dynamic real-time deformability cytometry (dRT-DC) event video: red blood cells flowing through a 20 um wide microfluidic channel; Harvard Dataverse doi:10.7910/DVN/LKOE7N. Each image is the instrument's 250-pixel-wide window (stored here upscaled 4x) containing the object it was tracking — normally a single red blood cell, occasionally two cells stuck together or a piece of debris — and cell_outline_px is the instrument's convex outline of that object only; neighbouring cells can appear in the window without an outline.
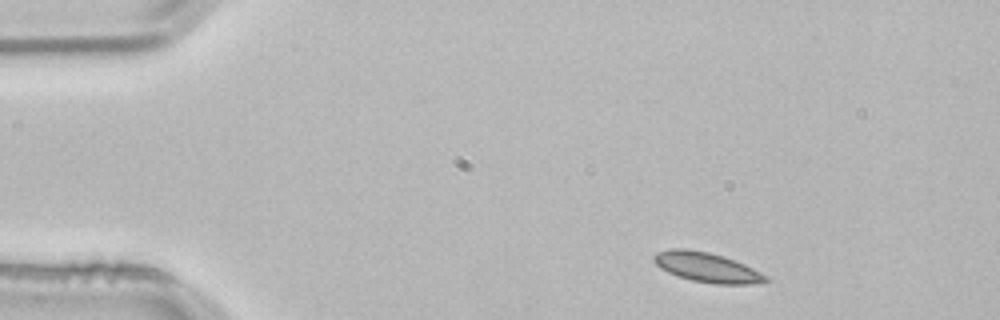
{"species": "common noctule bat (a hibernating species)", "species_latin": "Nyctalus noctula", "temperature_condition": "room temperature", "stored_images_in_passage": 3, "camera_frame_rate_fps": 3000, "um_per_image_px": 0.085, "animal": {"sex": "male", "body_mass_g": 21.5, "forearm_length_mm": 52.0}, "frame": {"image": 1, "passage_image": 1, "time_ms": 0.0, "image_size_px": [1000, 320], "cell_outline_px": [[772, 280], [752, 284], [716, 284], [692, 280], [676, 276], [660, 268], [652, 260], [652, 256], [656, 252], [668, 248], [684, 248], [708, 252], [724, 256], [744, 264], [768, 276]], "centroid_in_image_um": [60.06, 22.71], "position_along_channel_um": 24.9, "area_um2": 19.54}}
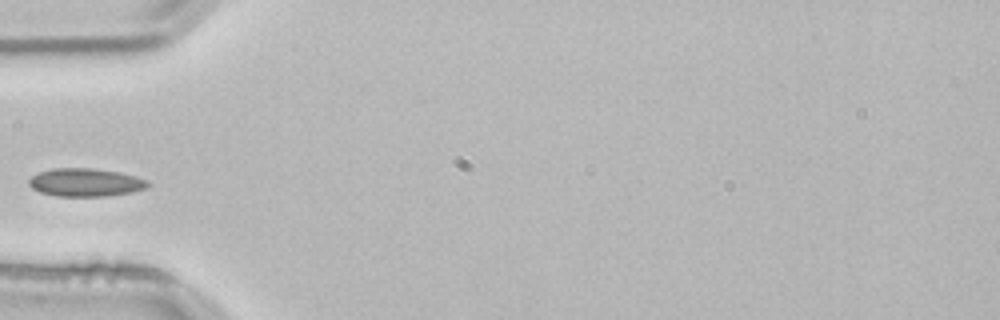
{"frame": {"image": 2, "passage_image": 3, "time_ms": 0.667, "image_size_px": [1000, 320], "cell_outline_px": [[152, 184], [144, 188], [132, 192], [108, 196], [56, 196], [40, 192], [32, 188], [28, 184], [28, 180], [32, 176], [40, 172], [52, 168], [92, 168], [116, 172], [136, 176], [148, 180]], "centroid_in_image_um": [7.27, 15.51], "position_along_channel_um": 77.7, "area_um2": 19.48}}